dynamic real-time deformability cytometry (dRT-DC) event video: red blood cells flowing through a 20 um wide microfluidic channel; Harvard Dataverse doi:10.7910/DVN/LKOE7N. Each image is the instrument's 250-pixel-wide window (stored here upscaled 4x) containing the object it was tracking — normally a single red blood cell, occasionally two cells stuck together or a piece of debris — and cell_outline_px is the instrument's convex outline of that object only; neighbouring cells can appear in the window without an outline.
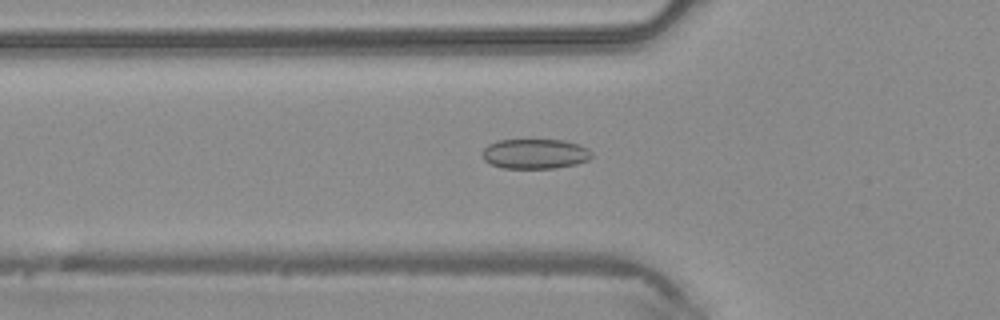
{"species": "common noctule bat (a hibernating species)", "species_latin": "Nyctalus noctula", "temperature_condition": "warm", "stored_images_in_passage": 45, "camera_frame_rate_fps": 3000, "um_per_image_px": 0.085, "animal": {"sex": "male", "body_mass_g": 20.4}, "frame": {"image": 1, "passage_image": 15, "time_ms": 4.667, "image_size_px": [1000, 320], "cell_outline_px": [[592, 156], [588, 160], [576, 164], [556, 168], [504, 168], [492, 164], [484, 160], [480, 152], [488, 144], [500, 140], [564, 140], [588, 148], [592, 152]], "centroid_in_image_um": [45.47, 13.07], "position_along_channel_um": 80.3, "area_um2": 19.07}}
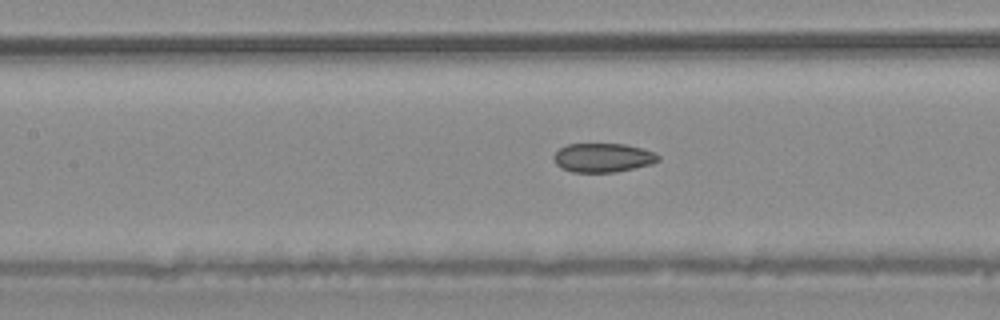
{"frame": {"image": 2, "passage_image": 20, "time_ms": 6.333, "image_size_px": [1000, 320], "cell_outline_px": [[660, 160], [652, 164], [616, 172], [572, 172], [560, 168], [556, 164], [552, 156], [560, 148], [568, 144], [624, 144], [644, 148], [660, 156]], "centroid_in_image_um": [51.25, 13.41], "position_along_channel_um": 156.2, "area_um2": 17.74}}
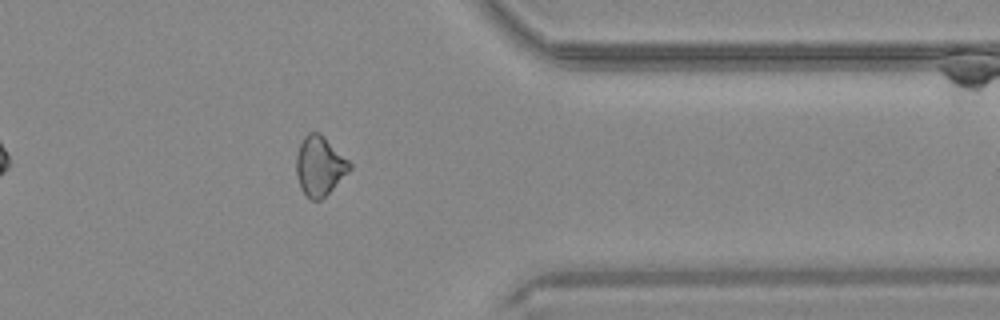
{"frame": {"image": 3, "passage_image": 36, "time_ms": 11.667, "image_size_px": [1000, 320], "cell_outline_px": [[352, 168], [320, 200], [312, 200], [300, 188], [296, 176], [296, 156], [300, 144], [304, 136], [308, 132], [320, 132], [352, 164]], "centroid_in_image_um": [27.15, 14.08], "position_along_channel_um": 384.3, "area_um2": 18.26}}